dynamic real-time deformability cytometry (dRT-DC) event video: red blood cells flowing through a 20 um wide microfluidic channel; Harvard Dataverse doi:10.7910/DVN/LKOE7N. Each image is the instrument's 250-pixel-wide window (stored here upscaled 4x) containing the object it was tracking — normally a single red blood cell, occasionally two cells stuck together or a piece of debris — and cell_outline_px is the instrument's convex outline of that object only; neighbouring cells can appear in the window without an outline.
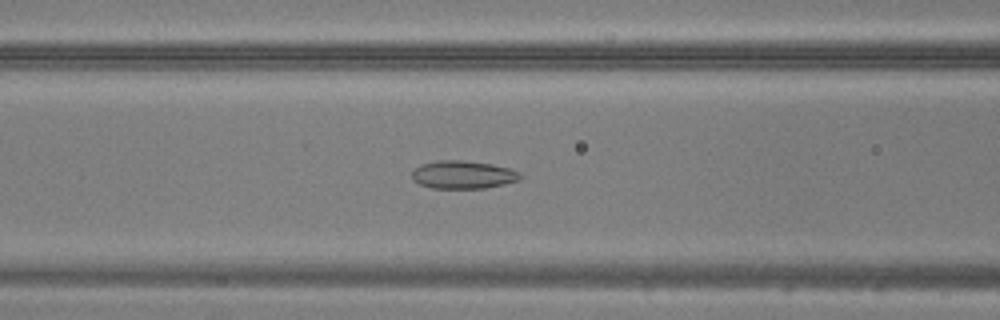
{"species": "common noctule bat (a hibernating species)", "species_latin": "Nyctalus noctula", "temperature_condition": "warm", "stored_images_in_passage": 49, "camera_frame_rate_fps": 3000, "um_per_image_px": 0.085, "animal": {"sex": "male", "body_mass_g": 20.5, "forearm_length_mm": 52.5}, "frame": {"image": 1, "passage_image": 21, "time_ms": 6.667, "image_size_px": [1000, 320], "cell_outline_px": [[524, 176], [520, 180], [504, 184], [484, 188], [432, 188], [420, 184], [412, 176], [412, 172], [420, 164], [436, 160], [460, 160], [492, 164], [512, 168], [520, 172]], "centroid_in_image_um": [39.42, 14.84], "position_along_channel_um": 127.2, "area_um2": 17.74}}
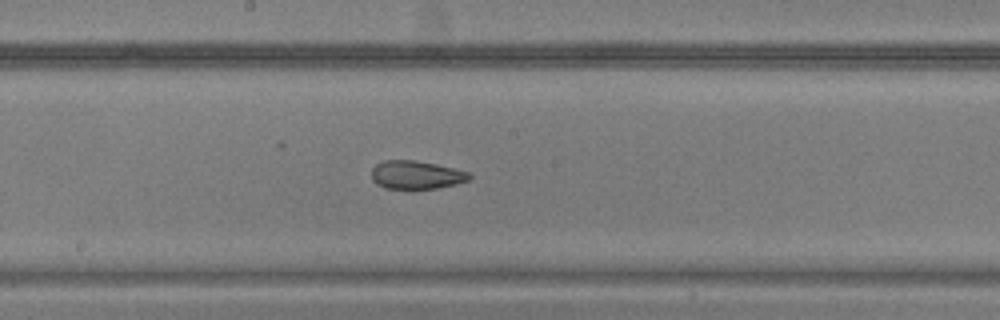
{"frame": {"image": 2, "passage_image": 27, "time_ms": 8.667, "image_size_px": [1000, 320], "cell_outline_px": [[472, 176], [468, 180], [456, 184], [436, 188], [384, 188], [376, 184], [372, 180], [372, 168], [376, 164], [384, 160], [416, 160], [436, 164], [468, 172]], "centroid_in_image_um": [35.35, 14.86], "position_along_channel_um": 212.9, "area_um2": 16.01}}
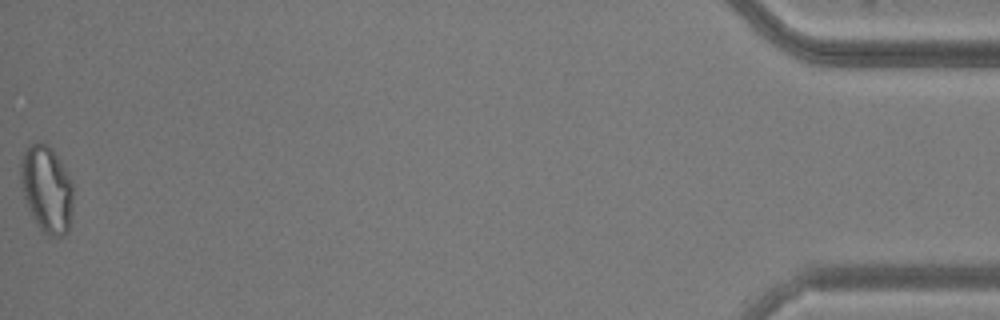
{"frame": {"image": 3, "passage_image": 49, "time_ms": 16.0, "image_size_px": [1000, 320], "cell_outline_px": [[72, 212], [68, 232], [64, 236], [48, 236], [40, 228], [28, 208], [24, 196], [20, 180], [20, 160], [24, 152], [32, 144], [40, 140], [48, 144], [52, 148], [60, 160], [72, 180]], "centroid_in_image_um": [3.98, 16.05], "position_along_channel_um": 431.2, "area_um2": 26.7}}